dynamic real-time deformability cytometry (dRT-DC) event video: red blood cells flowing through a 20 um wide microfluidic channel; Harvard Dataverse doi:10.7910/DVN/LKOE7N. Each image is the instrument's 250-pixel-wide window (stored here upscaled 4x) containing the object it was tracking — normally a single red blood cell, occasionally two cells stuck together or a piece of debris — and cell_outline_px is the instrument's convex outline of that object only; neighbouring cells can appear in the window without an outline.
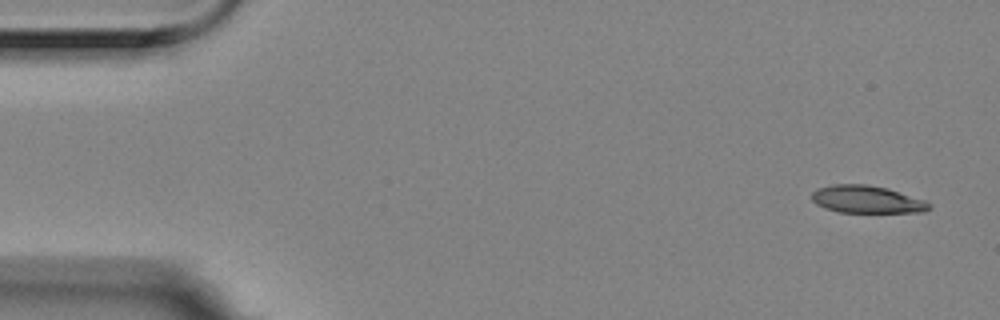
{"species": "Egyptian fruit bat (a non-hibernating species)", "species_latin": "Rousettus aegyptiacus", "temperature_condition": "room temperature", "stored_images_in_passage": 4, "camera_frame_rate_fps": 3000, "um_per_image_px": 0.085, "animal": {"sex": "female"}, "frame": {"image": 1, "passage_image": 1, "time_ms": 0.0, "image_size_px": [1000, 320], "cell_outline_px": [[932, 208], [924, 212], [840, 212], [824, 208], [816, 204], [812, 200], [812, 192], [816, 188], [832, 184], [864, 184], [888, 188], [924, 200], [932, 204]], "centroid_in_image_um": [73.67, 16.94], "position_along_channel_um": 11.3, "area_um2": 18.9}}